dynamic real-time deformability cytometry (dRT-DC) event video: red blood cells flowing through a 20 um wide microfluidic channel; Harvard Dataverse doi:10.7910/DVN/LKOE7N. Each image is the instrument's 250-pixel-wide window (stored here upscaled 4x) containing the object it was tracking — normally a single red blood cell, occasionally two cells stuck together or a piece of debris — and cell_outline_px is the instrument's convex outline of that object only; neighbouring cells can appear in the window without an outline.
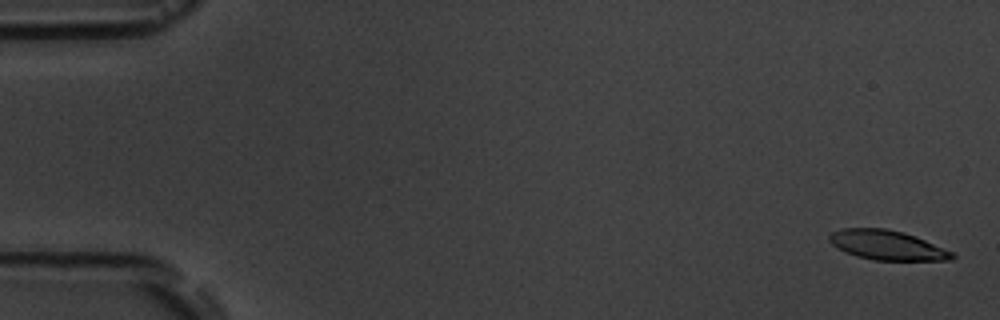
{"species": "common noctule bat (a hibernating species)", "species_latin": "Nyctalus noctula", "temperature_condition": "room temperature", "stored_images_in_passage": 15, "camera_frame_rate_fps": 3000, "um_per_image_px": 0.085, "animal": {"sex": "male", "body_mass_g": 19.5, "forearm_length_mm": 54.6}, "frame": {"image": 1, "passage_image": 1, "time_ms": 0.0, "image_size_px": [1000, 320], "cell_outline_px": [[956, 256], [952, 260], [872, 260], [856, 256], [844, 252], [832, 244], [828, 240], [828, 236], [832, 232], [844, 228], [884, 228], [904, 232], [924, 240], [952, 252]], "centroid_in_image_um": [75.36, 20.84], "position_along_channel_um": 9.6, "area_um2": 21.04}}
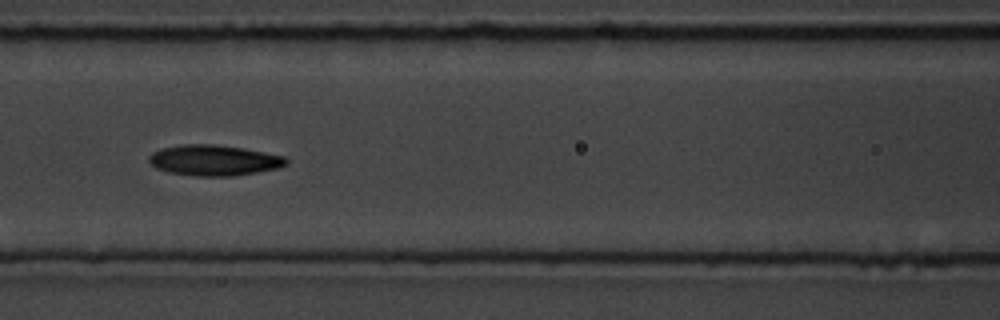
{"frame": {"image": 2, "passage_image": 7, "time_ms": 7.667, "image_size_px": [1000, 320], "cell_outline_px": [[288, 164], [276, 168], [256, 172], [232, 176], [196, 176], [168, 172], [156, 168], [148, 160], [148, 156], [152, 152], [164, 148], [180, 144], [216, 144], [244, 148], [284, 156], [288, 160]], "centroid_in_image_um": [18.17, 13.62], "position_along_channel_um": 148.4, "area_um2": 24.51}}
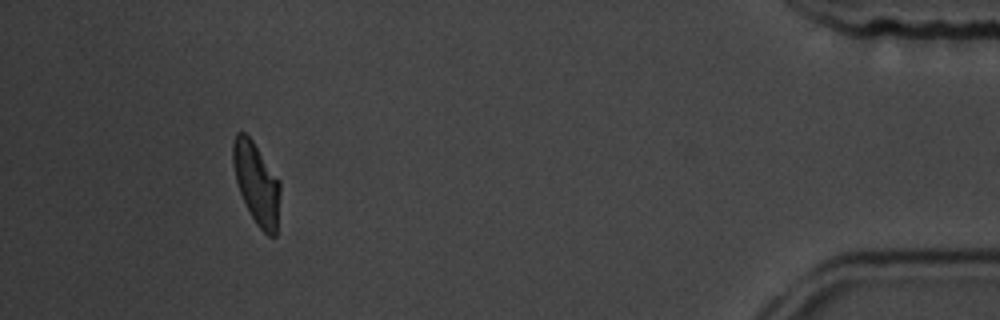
{"frame": {"image": 3, "passage_image": 14, "time_ms": 16.667, "image_size_px": [1000, 320], "cell_outline_px": [[280, 192], [276, 236], [268, 236], [256, 224], [240, 192], [236, 180], [232, 164], [232, 144], [236, 132], [244, 132], [252, 140], [280, 180]], "centroid_in_image_um": [21.8, 15.56], "position_along_channel_um": 413.4, "area_um2": 22.31}, "authors_computed_cell_mechanics": {"area_um2": 23.2356, "velocity_mm_per_s": 3.6485, "shape_relaxation_time_tau1_ms": 3.0702, "shape_relaxation_time_tau2_ms": 2.6023, "deformation_change_tau1": 0.1159, "deformation_change_tau2": 0.0771}}